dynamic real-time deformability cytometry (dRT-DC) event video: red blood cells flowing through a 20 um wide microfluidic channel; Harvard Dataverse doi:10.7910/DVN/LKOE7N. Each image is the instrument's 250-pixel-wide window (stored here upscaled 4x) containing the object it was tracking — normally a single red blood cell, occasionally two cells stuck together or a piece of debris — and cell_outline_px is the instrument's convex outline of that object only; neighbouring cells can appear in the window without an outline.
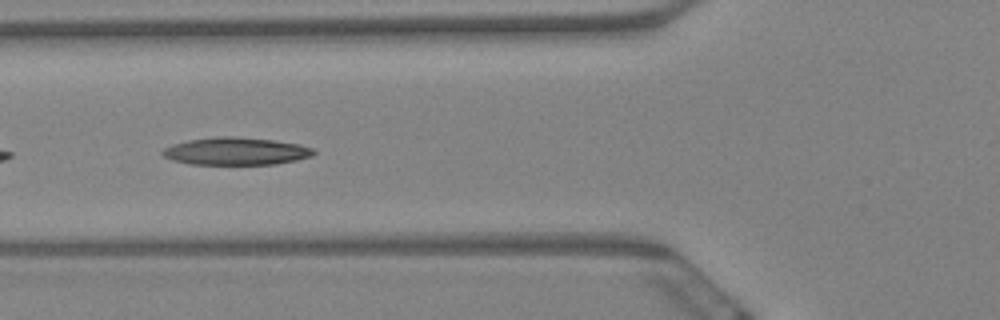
{"species": "Egyptian fruit bat (a non-hibernating species)", "species_latin": "Rousettus aegyptiacus", "temperature_condition": "warm", "stored_images_in_passage": 8, "camera_frame_rate_fps": 3000, "um_per_image_px": 0.085, "animal": {"sex": "female"}, "frame": {"image": 1, "passage_image": 7, "time_ms": 2.0, "image_size_px": [1000, 320], "cell_outline_px": [[316, 152], [312, 156], [296, 160], [276, 164], [192, 164], [172, 160], [164, 156], [160, 152], [164, 148], [172, 144], [188, 140], [216, 136], [232, 136], [272, 140], [300, 144], [312, 148]], "centroid_in_image_um": [20.04, 12.85], "position_along_channel_um": 105.8, "area_um2": 24.22}}
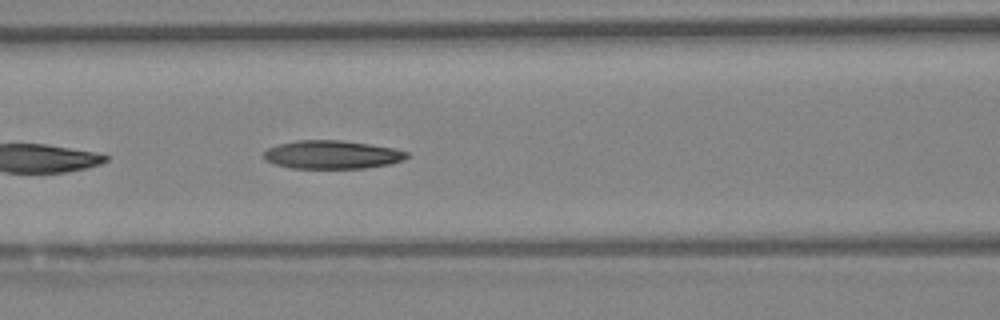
{"frame": {"image": 2, "passage_image": 8, "time_ms": 2.333, "image_size_px": [1000, 320], "cell_outline_px": [[408, 156], [404, 160], [388, 164], [364, 168], [292, 168], [272, 164], [264, 160], [264, 152], [268, 148], [280, 144], [296, 140], [340, 140], [368, 144], [392, 148], [408, 152]], "centroid_in_image_um": [28.18, 13.15], "position_along_channel_um": 138.4, "area_um2": 23.52}}